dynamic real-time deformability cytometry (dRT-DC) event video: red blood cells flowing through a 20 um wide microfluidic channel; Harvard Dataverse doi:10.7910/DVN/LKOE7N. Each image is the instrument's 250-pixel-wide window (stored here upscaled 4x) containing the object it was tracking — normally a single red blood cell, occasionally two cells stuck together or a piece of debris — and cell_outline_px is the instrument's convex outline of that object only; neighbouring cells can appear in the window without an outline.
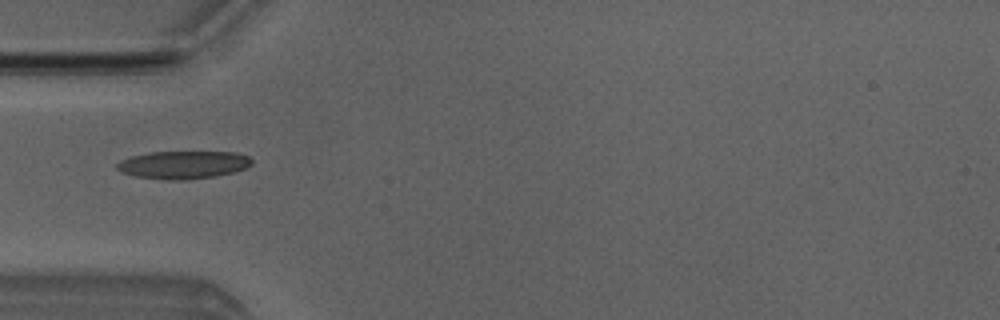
{"species": "Egyptian fruit bat (a non-hibernating species)", "species_latin": "Rousettus aegyptiacus", "temperature_condition": "room temperature", "stored_images_in_passage": 3, "camera_frame_rate_fps": 3000, "um_per_image_px": 0.085, "animal": {"sex": "male"}, "frame": {"image": 1, "passage_image": 1, "time_ms": 0.0, "image_size_px": [1000, 320], "cell_outline_px": [[252, 164], [248, 168], [216, 176], [180, 180], [168, 180], [136, 176], [120, 172], [116, 168], [116, 164], [120, 160], [132, 156], [148, 152], [236, 152], [248, 156], [252, 160]], "centroid_in_image_um": [15.58, 14.0], "position_along_channel_um": 69.4, "area_um2": 21.91}}
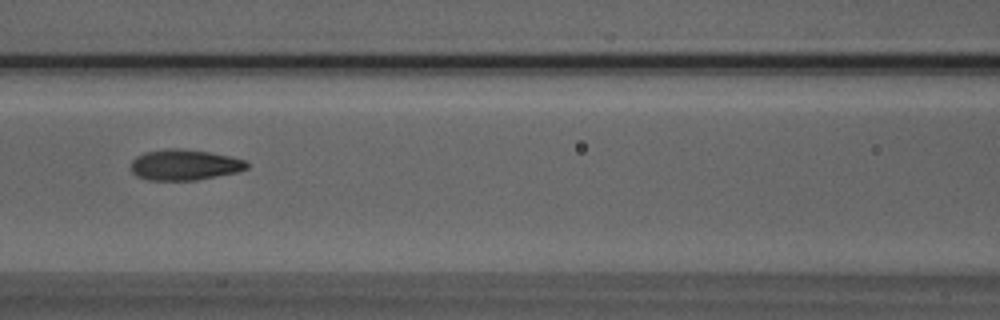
{"frame": {"image": 2, "passage_image": 3, "time_ms": 2.0, "image_size_px": [1000, 320], "cell_outline_px": [[248, 168], [236, 172], [196, 180], [148, 180], [136, 176], [132, 172], [132, 160], [136, 156], [144, 152], [168, 148], [176, 148], [208, 152], [228, 156], [244, 160], [248, 164]], "centroid_in_image_um": [15.64, 14.01], "position_along_channel_um": 151.0, "area_um2": 20.58}}